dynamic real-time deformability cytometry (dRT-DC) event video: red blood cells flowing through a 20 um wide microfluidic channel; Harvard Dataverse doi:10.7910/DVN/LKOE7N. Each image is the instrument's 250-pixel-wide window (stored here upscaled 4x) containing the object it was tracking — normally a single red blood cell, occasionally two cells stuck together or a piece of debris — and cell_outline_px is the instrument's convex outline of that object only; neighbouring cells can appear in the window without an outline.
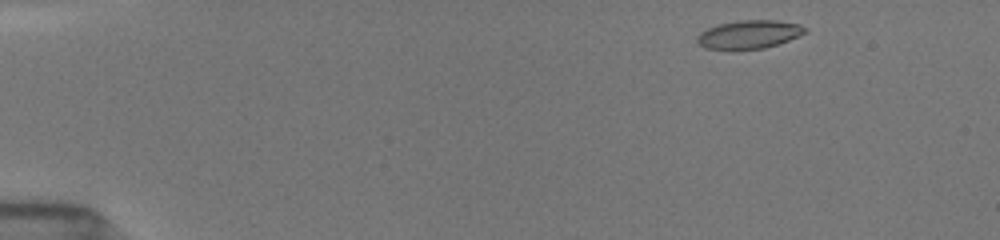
{"species": "common noctule bat (a hibernating species)", "species_latin": "Nyctalus noctula", "temperature_condition": "room temperature", "stored_images_in_passage": 47, "camera_frame_rate_fps": 3000, "um_per_image_px": 0.085, "animal": {"sex": "female", "body_mass_g": 19.5, "forearm_length_mm": 54.1}, "frame": {"image": 1, "passage_image": 1, "time_ms": 0.0, "image_size_px": [1000, 240], "cell_outline_px": [[808, 32], [788, 40], [764, 48], [736, 52], [704, 48], [696, 40], [696, 36], [700, 32], [708, 28], [720, 24], [740, 20], [776, 20], [800, 24], [808, 28]], "centroid_in_image_um": [63.65, 2.96], "position_along_channel_um": 21.4, "area_um2": 18.38}}
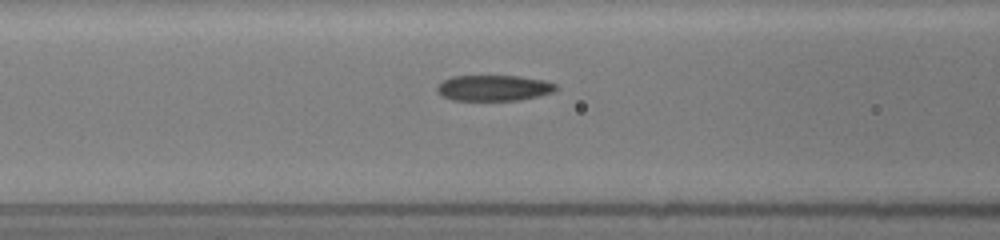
{"frame": {"image": 2, "passage_image": 17, "time_ms": 5.333, "image_size_px": [1000, 240], "cell_outline_px": [[556, 88], [552, 92], [536, 96], [516, 100], [452, 100], [444, 96], [436, 88], [444, 80], [452, 76], [520, 76], [544, 80], [556, 84]], "centroid_in_image_um": [41.97, 7.47], "position_along_channel_um": 124.6, "area_um2": 17.51}}
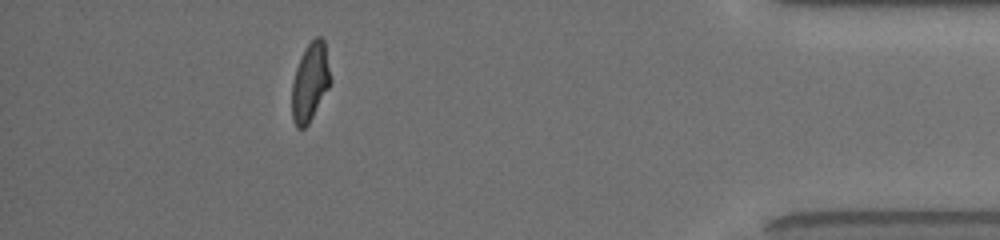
{"frame": {"image": 3, "passage_image": 42, "time_ms": 13.667, "image_size_px": [1000, 240], "cell_outline_px": [[332, 80], [328, 88], [308, 124], [304, 128], [296, 128], [292, 116], [292, 84], [296, 68], [304, 48], [316, 36], [320, 36], [324, 40]], "centroid_in_image_um": [26.36, 6.96], "position_along_channel_um": 408.8, "area_um2": 17.51}, "authors_computed_cell_mechanics": {"area_um2": 18.1492, "velocity_mm_per_s": 3.9311, "shape_relaxation_time_tau1_ms": 8.0942, "shape_relaxation_time_tau2_ms": 1.7434, "deformation_change_tau1": 0.2388, "deformation_change_tau2": 0.0767}}